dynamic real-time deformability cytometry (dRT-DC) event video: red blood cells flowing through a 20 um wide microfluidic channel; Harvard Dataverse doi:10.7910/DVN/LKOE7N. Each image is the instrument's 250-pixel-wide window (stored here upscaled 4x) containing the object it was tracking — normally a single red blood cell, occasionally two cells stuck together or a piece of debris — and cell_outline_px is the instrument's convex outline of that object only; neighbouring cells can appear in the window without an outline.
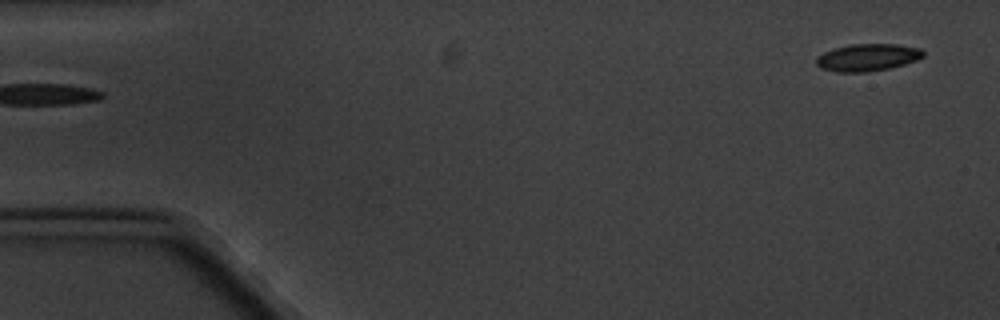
{"species": "common noctule bat (a hibernating species)", "species_latin": "Nyctalus noctula", "temperature_condition": "cold", "stored_images_in_passage": 5, "segment_of_instrument_passage": [2, 2], "camera_frame_rate_fps": 3000, "um_per_image_px": 0.085, "animal": {"sex": "male", "body_mass_g": 20.1, "forearm_length_mm": 53.5}, "frame": {"image": 1, "passage_image": 5, "time_ms": 5.333, "image_size_px": [1000, 320], "cell_outline_px": [[924, 56], [916, 60], [904, 64], [888, 68], [864, 72], [836, 72], [820, 68], [816, 64], [816, 56], [824, 52], [836, 48], [852, 44], [896, 44], [920, 48], [924, 52]], "centroid_in_image_um": [73.72, 4.88], "position_along_channel_um": 11.3, "area_um2": 16.88}}